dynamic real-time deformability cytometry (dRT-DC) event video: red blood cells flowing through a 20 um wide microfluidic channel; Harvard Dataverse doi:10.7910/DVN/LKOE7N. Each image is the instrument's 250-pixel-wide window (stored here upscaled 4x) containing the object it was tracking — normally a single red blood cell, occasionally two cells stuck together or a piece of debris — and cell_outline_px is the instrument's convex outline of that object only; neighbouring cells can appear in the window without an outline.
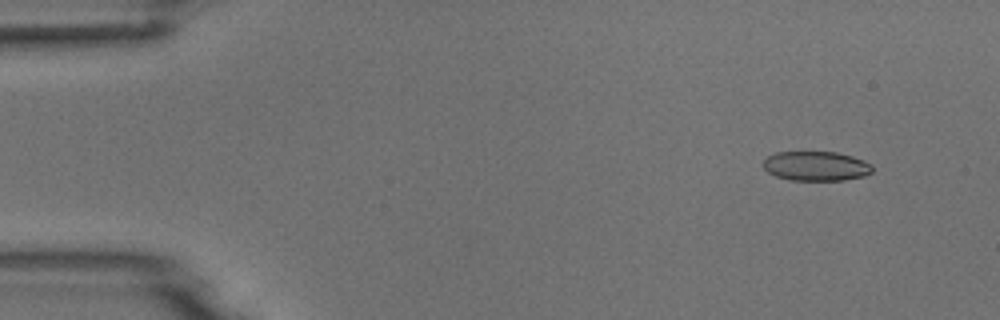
{"species": "common noctule bat (a hibernating species)", "species_latin": "Nyctalus noctula", "temperature_condition": "room temperature", "stored_images_in_passage": 4, "camera_frame_rate_fps": 3000, "um_per_image_px": 0.085, "animal": {"sex": "male", "body_mass_g": 18.8}, "frame": {"image": 1, "passage_image": 2, "time_ms": 1.333, "image_size_px": [1000, 320], "cell_outline_px": [[872, 172], [864, 176], [844, 180], [788, 180], [776, 176], [768, 172], [764, 168], [764, 160], [768, 156], [776, 152], [836, 152], [852, 156], [864, 160], [872, 164]], "centroid_in_image_um": [69.38, 14.12], "position_along_channel_um": 15.6, "area_um2": 18.79}}